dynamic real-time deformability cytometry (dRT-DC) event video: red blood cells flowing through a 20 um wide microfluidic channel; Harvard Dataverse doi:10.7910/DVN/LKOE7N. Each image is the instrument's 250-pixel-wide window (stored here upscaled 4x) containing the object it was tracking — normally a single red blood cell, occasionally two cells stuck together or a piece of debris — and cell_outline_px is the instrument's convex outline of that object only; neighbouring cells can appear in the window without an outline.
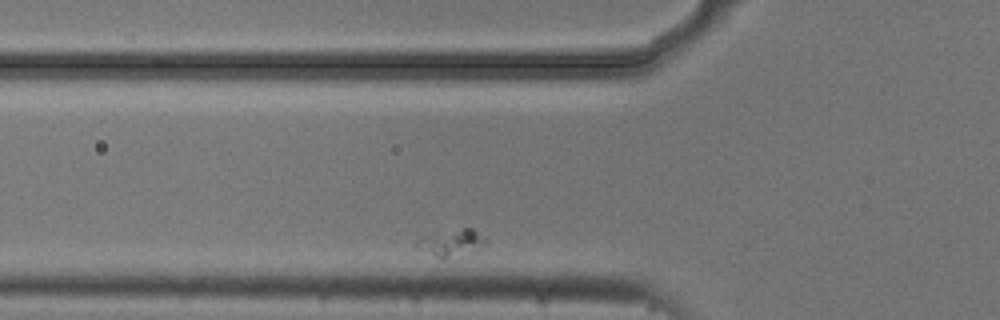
{"species": "common noctule bat (a hibernating species)", "species_latin": "Nyctalus noctula", "temperature_condition": "cold", "stored_images_in_passage": 2, "camera_frame_rate_fps": 3000, "um_per_image_px": 0.085, "animal": {"sex": "male", "body_mass_g": 20.5, "forearm_length_mm": 52.5}, "frame": {"image": 1, "passage_image": 2, "time_ms": 0.333, "image_size_px": [1000, 320], "cell_outline_px": [[488, 244], [480, 252], [440, 260], [416, 248], [412, 244], [416, 240], [424, 236], [464, 228], [472, 228], [488, 240]], "centroid_in_image_um": [38.42, 20.71], "position_along_channel_um": 87.4, "area_um2": 11.44}}